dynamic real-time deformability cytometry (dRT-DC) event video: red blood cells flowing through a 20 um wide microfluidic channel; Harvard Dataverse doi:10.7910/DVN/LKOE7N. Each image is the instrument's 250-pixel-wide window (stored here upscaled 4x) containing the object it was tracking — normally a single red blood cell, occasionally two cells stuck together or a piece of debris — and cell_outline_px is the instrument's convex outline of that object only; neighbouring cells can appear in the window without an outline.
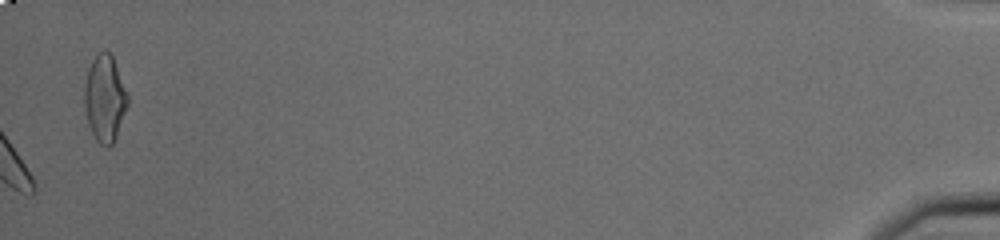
{"species": "common noctule bat (a hibernating species)", "species_latin": "Nyctalus noctula", "temperature_condition": "cold", "stored_images_in_passage": 46, "camera_frame_rate_fps": 3000, "um_per_image_px": 0.085, "animal": {"sex": "male", "body_mass_g": 20.0, "forearm_length_mm": 53.3}, "frame": {"image": 1, "passage_image": 46, "time_ms": 15.0, "image_size_px": [1000, 240], "cell_outline_px": [[128, 104], [116, 136], [112, 144], [108, 148], [100, 144], [96, 140], [88, 124], [84, 104], [84, 84], [88, 68], [96, 52], [104, 48], [112, 56], [128, 96]], "centroid_in_image_um": [8.88, 8.34], "position_along_channel_um": 426.3, "area_um2": 21.79}, "authors_computed_cell_mechanics": {"area_um2": 16.9354, "velocity_mm_per_s": 3.8005, "shape_relaxation_time_tau1_ms": 2.1097, "shape_relaxation_time_tau2_ms": null, "deformation_change_tau1": 0.0774, "deformation_change_tau2": null}}